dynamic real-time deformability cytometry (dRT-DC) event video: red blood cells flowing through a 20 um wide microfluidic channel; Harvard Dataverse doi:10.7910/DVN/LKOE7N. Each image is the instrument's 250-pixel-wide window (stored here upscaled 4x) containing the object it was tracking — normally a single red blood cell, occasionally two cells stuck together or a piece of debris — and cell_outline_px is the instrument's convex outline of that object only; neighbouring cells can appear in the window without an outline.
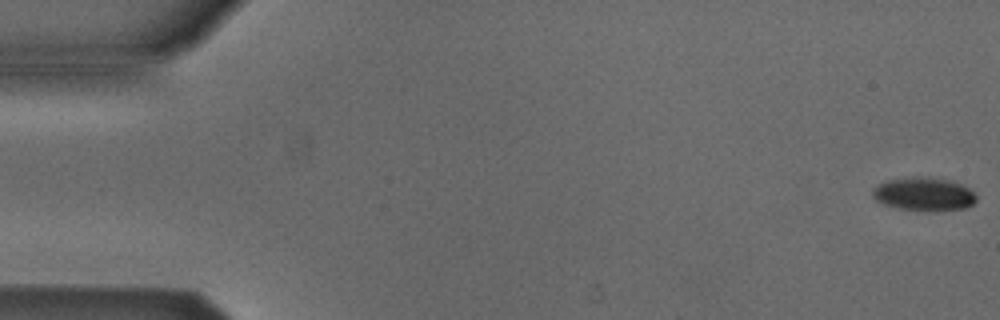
{"species": "Egyptian fruit bat (a non-hibernating species)", "species_latin": "Rousettus aegyptiacus", "temperature_condition": "cold", "stored_images_in_passage": 6, "camera_frame_rate_fps": 3000, "um_per_image_px": 0.085, "animal": {"sex": "male"}, "frame": {"image": 1, "passage_image": 1, "time_ms": 0.0, "image_size_px": [1000, 320], "cell_outline_px": [[976, 200], [972, 204], [964, 208], [900, 208], [884, 204], [876, 200], [872, 196], [872, 188], [888, 180], [912, 176], [928, 176], [952, 180], [968, 188], [976, 196]], "centroid_in_image_um": [78.49, 16.43], "position_along_channel_um": 6.5, "area_um2": 19.42}}
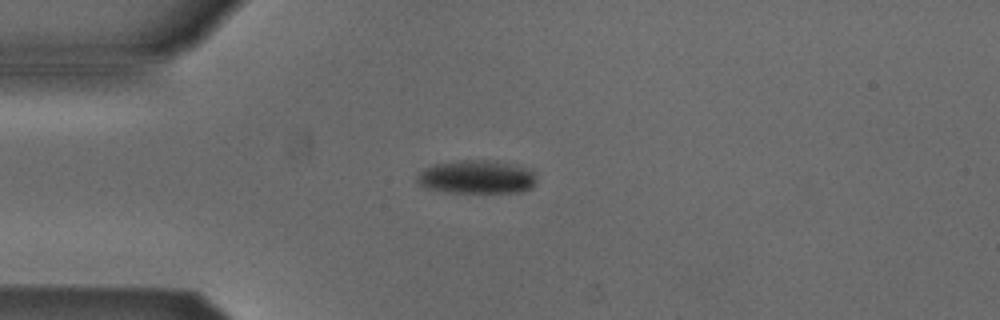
{"frame": {"image": 2, "passage_image": 5, "time_ms": 1.333, "image_size_px": [1000, 320], "cell_outline_px": [[536, 184], [532, 188], [524, 192], [444, 192], [424, 188], [416, 180], [420, 172], [424, 168], [436, 164], [460, 160], [492, 160], [524, 168], [532, 172], [536, 176]], "centroid_in_image_um": [40.51, 15.06], "position_along_channel_um": 44.5, "area_um2": 23.18}}
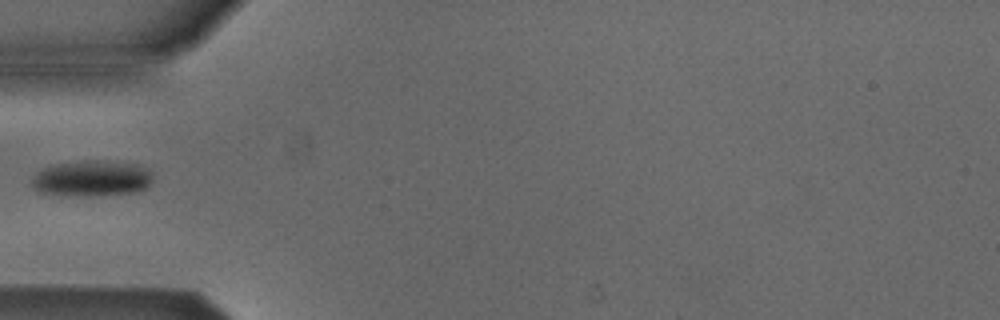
{"frame": {"image": 3, "passage_image": 6, "time_ms": 1.667, "image_size_px": [1000, 320], "cell_outline_px": [[152, 180], [144, 188], [132, 192], [88, 196], [40, 192], [32, 188], [32, 176], [36, 172], [52, 164], [84, 160], [104, 160], [136, 164], [148, 168], [152, 172]], "centroid_in_image_um": [7.78, 15.13], "position_along_channel_um": 77.2, "area_um2": 25.26}}